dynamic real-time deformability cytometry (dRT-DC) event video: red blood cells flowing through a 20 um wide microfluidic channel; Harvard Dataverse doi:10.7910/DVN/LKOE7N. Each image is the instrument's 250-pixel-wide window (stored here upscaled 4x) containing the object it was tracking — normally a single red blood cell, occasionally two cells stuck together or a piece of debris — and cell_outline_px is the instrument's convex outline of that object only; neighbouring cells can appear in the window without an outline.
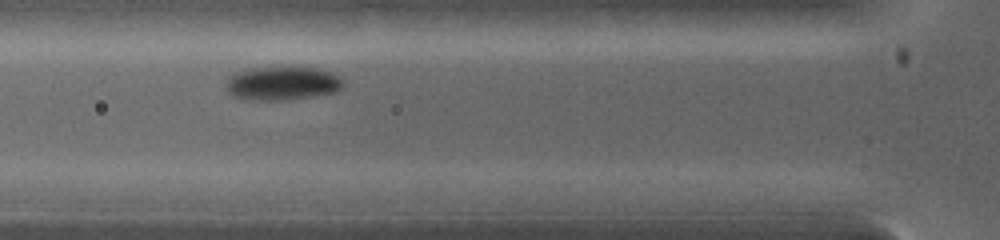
{"species": "common noctule bat (a hibernating species)", "species_latin": "Nyctalus noctula", "temperature_condition": "warm", "stored_images_in_passage": 4, "camera_frame_rate_fps": 5000, "um_per_image_px": 0.085, "animal": {"sex": "female", "body_mass_g": 19.0, "forearm_length_mm": 53.3}, "frame": {"image": 1, "passage_image": 3, "time_ms": 1.0, "image_size_px": [1000, 240], "cell_outline_px": [[344, 84], [340, 88], [332, 92], [308, 96], [280, 100], [260, 100], [236, 96], [228, 88], [228, 80], [236, 72], [252, 68], [316, 68], [328, 72], [336, 76]], "centroid_in_image_um": [24.0, 7.07], "position_along_channel_um": 101.8, "area_um2": 21.68}}
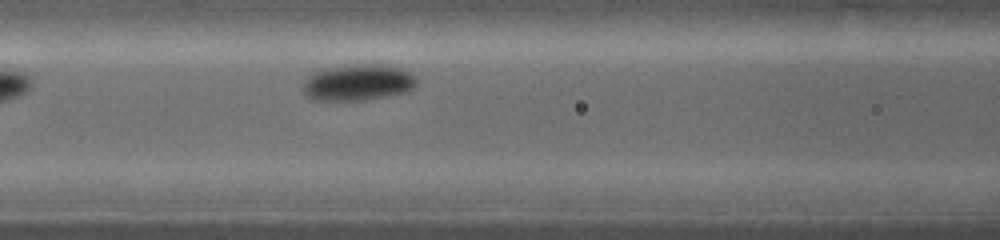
{"frame": {"image": 2, "passage_image": 4, "time_ms": 1.6, "image_size_px": [1000, 240], "cell_outline_px": [[416, 84], [412, 88], [404, 92], [360, 100], [316, 100], [308, 96], [304, 92], [304, 84], [308, 76], [312, 72], [320, 68], [344, 64], [388, 64], [400, 68], [416, 76]], "centroid_in_image_um": [30.4, 6.97], "position_along_channel_um": 136.2, "area_um2": 24.04}}